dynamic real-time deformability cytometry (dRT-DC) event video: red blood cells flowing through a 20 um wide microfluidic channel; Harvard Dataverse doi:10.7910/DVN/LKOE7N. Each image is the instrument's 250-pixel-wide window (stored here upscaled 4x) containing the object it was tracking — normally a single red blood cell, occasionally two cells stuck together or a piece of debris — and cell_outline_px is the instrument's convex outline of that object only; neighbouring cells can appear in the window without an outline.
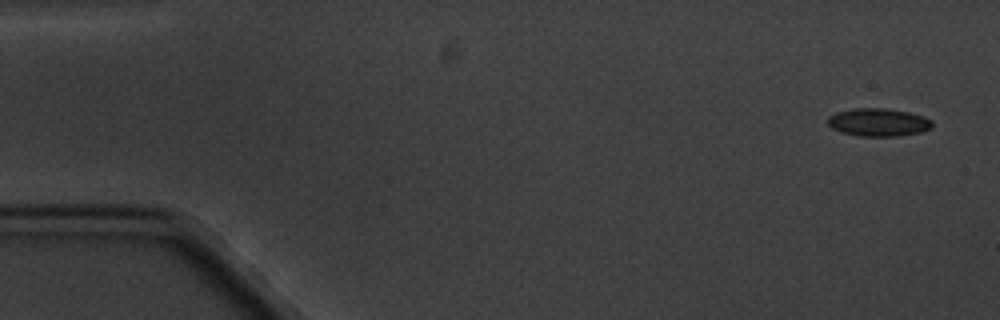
{"species": "common noctule bat (a hibernating species)", "species_latin": "Nyctalus noctula", "temperature_condition": "cold", "stored_images_in_passage": 6, "segment_of_instrument_passage": [1, 2], "camera_frame_rate_fps": 3000, "um_per_image_px": 0.085, "animal": {"sex": "male", "body_mass_g": 20.1, "forearm_length_mm": 53.5}, "frame": {"image": 1, "passage_image": 1, "time_ms": 0.0, "image_size_px": [1000, 320], "cell_outline_px": [[932, 128], [920, 132], [896, 136], [860, 136], [840, 132], [832, 128], [828, 124], [828, 116], [836, 112], [852, 108], [884, 108], [908, 112], [924, 116], [932, 120]], "centroid_in_image_um": [74.65, 10.39], "position_along_channel_um": 10.4, "area_um2": 17.05}}